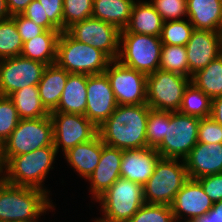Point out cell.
<instances>
[{
    "label": "cell",
    "mask_w": 222,
    "mask_h": 222,
    "mask_svg": "<svg viewBox=\"0 0 222 222\" xmlns=\"http://www.w3.org/2000/svg\"><path fill=\"white\" fill-rule=\"evenodd\" d=\"M147 104L118 105L112 115L98 127L105 145L120 150L147 148Z\"/></svg>",
    "instance_id": "6da1fadb"
},
{
    "label": "cell",
    "mask_w": 222,
    "mask_h": 222,
    "mask_svg": "<svg viewBox=\"0 0 222 222\" xmlns=\"http://www.w3.org/2000/svg\"><path fill=\"white\" fill-rule=\"evenodd\" d=\"M52 201L41 189L16 186L0 179V222L36 220L54 210Z\"/></svg>",
    "instance_id": "7a4b0ae2"
},
{
    "label": "cell",
    "mask_w": 222,
    "mask_h": 222,
    "mask_svg": "<svg viewBox=\"0 0 222 222\" xmlns=\"http://www.w3.org/2000/svg\"><path fill=\"white\" fill-rule=\"evenodd\" d=\"M57 154L52 144L30 153L13 156L5 163L2 179L12 185L38 188L49 194L50 191L44 188L43 182L49 171L54 169L52 165Z\"/></svg>",
    "instance_id": "3957f363"
},
{
    "label": "cell",
    "mask_w": 222,
    "mask_h": 222,
    "mask_svg": "<svg viewBox=\"0 0 222 222\" xmlns=\"http://www.w3.org/2000/svg\"><path fill=\"white\" fill-rule=\"evenodd\" d=\"M112 60L92 45L73 39L66 31L57 42L56 64L68 73L93 75L104 73Z\"/></svg>",
    "instance_id": "277c9868"
},
{
    "label": "cell",
    "mask_w": 222,
    "mask_h": 222,
    "mask_svg": "<svg viewBox=\"0 0 222 222\" xmlns=\"http://www.w3.org/2000/svg\"><path fill=\"white\" fill-rule=\"evenodd\" d=\"M95 201L103 215L94 222H128L145 203L143 186L120 177Z\"/></svg>",
    "instance_id": "5b68a950"
},
{
    "label": "cell",
    "mask_w": 222,
    "mask_h": 222,
    "mask_svg": "<svg viewBox=\"0 0 222 222\" xmlns=\"http://www.w3.org/2000/svg\"><path fill=\"white\" fill-rule=\"evenodd\" d=\"M188 179L184 160L160 158L153 174L143 186L145 203L171 206L176 193Z\"/></svg>",
    "instance_id": "8992f818"
},
{
    "label": "cell",
    "mask_w": 222,
    "mask_h": 222,
    "mask_svg": "<svg viewBox=\"0 0 222 222\" xmlns=\"http://www.w3.org/2000/svg\"><path fill=\"white\" fill-rule=\"evenodd\" d=\"M162 45L158 36L121 32L117 60L126 67L148 75L159 69Z\"/></svg>",
    "instance_id": "52a82bcc"
},
{
    "label": "cell",
    "mask_w": 222,
    "mask_h": 222,
    "mask_svg": "<svg viewBox=\"0 0 222 222\" xmlns=\"http://www.w3.org/2000/svg\"><path fill=\"white\" fill-rule=\"evenodd\" d=\"M53 144V123L49 116L39 119H20L16 128L3 143L5 163L22 155Z\"/></svg>",
    "instance_id": "ba28073f"
},
{
    "label": "cell",
    "mask_w": 222,
    "mask_h": 222,
    "mask_svg": "<svg viewBox=\"0 0 222 222\" xmlns=\"http://www.w3.org/2000/svg\"><path fill=\"white\" fill-rule=\"evenodd\" d=\"M200 118L179 111L170 112L166 135L156 148L161 158L184 160L198 143Z\"/></svg>",
    "instance_id": "9c48e42d"
},
{
    "label": "cell",
    "mask_w": 222,
    "mask_h": 222,
    "mask_svg": "<svg viewBox=\"0 0 222 222\" xmlns=\"http://www.w3.org/2000/svg\"><path fill=\"white\" fill-rule=\"evenodd\" d=\"M191 78L160 69L147 75V105L154 110L175 112L180 109L184 91Z\"/></svg>",
    "instance_id": "30bf717a"
},
{
    "label": "cell",
    "mask_w": 222,
    "mask_h": 222,
    "mask_svg": "<svg viewBox=\"0 0 222 222\" xmlns=\"http://www.w3.org/2000/svg\"><path fill=\"white\" fill-rule=\"evenodd\" d=\"M118 105L147 104V75L112 60L104 72Z\"/></svg>",
    "instance_id": "8fae6325"
},
{
    "label": "cell",
    "mask_w": 222,
    "mask_h": 222,
    "mask_svg": "<svg viewBox=\"0 0 222 222\" xmlns=\"http://www.w3.org/2000/svg\"><path fill=\"white\" fill-rule=\"evenodd\" d=\"M66 32L73 39L101 50L111 60H117L121 30L113 24L90 17L74 23L66 29Z\"/></svg>",
    "instance_id": "7c38bea8"
},
{
    "label": "cell",
    "mask_w": 222,
    "mask_h": 222,
    "mask_svg": "<svg viewBox=\"0 0 222 222\" xmlns=\"http://www.w3.org/2000/svg\"><path fill=\"white\" fill-rule=\"evenodd\" d=\"M53 144L57 152L65 153L78 144L90 141L98 134V128L81 114L51 112Z\"/></svg>",
    "instance_id": "4fadbf2b"
},
{
    "label": "cell",
    "mask_w": 222,
    "mask_h": 222,
    "mask_svg": "<svg viewBox=\"0 0 222 222\" xmlns=\"http://www.w3.org/2000/svg\"><path fill=\"white\" fill-rule=\"evenodd\" d=\"M46 64L21 55L0 60V96L8 97L15 91L38 85Z\"/></svg>",
    "instance_id": "5bb4252c"
},
{
    "label": "cell",
    "mask_w": 222,
    "mask_h": 222,
    "mask_svg": "<svg viewBox=\"0 0 222 222\" xmlns=\"http://www.w3.org/2000/svg\"><path fill=\"white\" fill-rule=\"evenodd\" d=\"M118 106L105 73L87 75V105L85 117L97 128L106 121Z\"/></svg>",
    "instance_id": "9a60e30c"
},
{
    "label": "cell",
    "mask_w": 222,
    "mask_h": 222,
    "mask_svg": "<svg viewBox=\"0 0 222 222\" xmlns=\"http://www.w3.org/2000/svg\"><path fill=\"white\" fill-rule=\"evenodd\" d=\"M185 47L191 78L222 54V32L194 29Z\"/></svg>",
    "instance_id": "2e32d148"
},
{
    "label": "cell",
    "mask_w": 222,
    "mask_h": 222,
    "mask_svg": "<svg viewBox=\"0 0 222 222\" xmlns=\"http://www.w3.org/2000/svg\"><path fill=\"white\" fill-rule=\"evenodd\" d=\"M212 206L213 202L204 192L201 184L196 179L190 178L176 193L171 204L176 222H190L194 218L207 213ZM181 219L184 221H181Z\"/></svg>",
    "instance_id": "e0dca14e"
},
{
    "label": "cell",
    "mask_w": 222,
    "mask_h": 222,
    "mask_svg": "<svg viewBox=\"0 0 222 222\" xmlns=\"http://www.w3.org/2000/svg\"><path fill=\"white\" fill-rule=\"evenodd\" d=\"M123 150L105 145L102 141L101 158L94 172L87 178L90 182V192L93 200H96L112 184L121 177L120 165Z\"/></svg>",
    "instance_id": "ac0fdd59"
},
{
    "label": "cell",
    "mask_w": 222,
    "mask_h": 222,
    "mask_svg": "<svg viewBox=\"0 0 222 222\" xmlns=\"http://www.w3.org/2000/svg\"><path fill=\"white\" fill-rule=\"evenodd\" d=\"M160 158L155 148L123 150L120 165L121 177L144 186L153 174Z\"/></svg>",
    "instance_id": "d6986e66"
},
{
    "label": "cell",
    "mask_w": 222,
    "mask_h": 222,
    "mask_svg": "<svg viewBox=\"0 0 222 222\" xmlns=\"http://www.w3.org/2000/svg\"><path fill=\"white\" fill-rule=\"evenodd\" d=\"M188 177L198 179L222 173V143L198 142L184 159Z\"/></svg>",
    "instance_id": "ffe728a7"
},
{
    "label": "cell",
    "mask_w": 222,
    "mask_h": 222,
    "mask_svg": "<svg viewBox=\"0 0 222 222\" xmlns=\"http://www.w3.org/2000/svg\"><path fill=\"white\" fill-rule=\"evenodd\" d=\"M187 17L194 29L222 32V0H187Z\"/></svg>",
    "instance_id": "44dd1931"
},
{
    "label": "cell",
    "mask_w": 222,
    "mask_h": 222,
    "mask_svg": "<svg viewBox=\"0 0 222 222\" xmlns=\"http://www.w3.org/2000/svg\"><path fill=\"white\" fill-rule=\"evenodd\" d=\"M102 152V140L97 134L88 142L78 144L63 154L67 163L79 173L80 177L87 178L94 172L99 163Z\"/></svg>",
    "instance_id": "7402d4cb"
},
{
    "label": "cell",
    "mask_w": 222,
    "mask_h": 222,
    "mask_svg": "<svg viewBox=\"0 0 222 222\" xmlns=\"http://www.w3.org/2000/svg\"><path fill=\"white\" fill-rule=\"evenodd\" d=\"M68 75L69 73L56 63L46 66L37 86L41 102L49 113L56 110Z\"/></svg>",
    "instance_id": "603a6c76"
},
{
    "label": "cell",
    "mask_w": 222,
    "mask_h": 222,
    "mask_svg": "<svg viewBox=\"0 0 222 222\" xmlns=\"http://www.w3.org/2000/svg\"><path fill=\"white\" fill-rule=\"evenodd\" d=\"M137 1V2H136ZM127 26L121 32H132L160 37L163 19L149 1L136 0Z\"/></svg>",
    "instance_id": "cb8c5ba5"
},
{
    "label": "cell",
    "mask_w": 222,
    "mask_h": 222,
    "mask_svg": "<svg viewBox=\"0 0 222 222\" xmlns=\"http://www.w3.org/2000/svg\"><path fill=\"white\" fill-rule=\"evenodd\" d=\"M87 105V75L69 73L55 111L85 115Z\"/></svg>",
    "instance_id": "d4e9b609"
},
{
    "label": "cell",
    "mask_w": 222,
    "mask_h": 222,
    "mask_svg": "<svg viewBox=\"0 0 222 222\" xmlns=\"http://www.w3.org/2000/svg\"><path fill=\"white\" fill-rule=\"evenodd\" d=\"M59 30H45L42 34L23 43L21 56L51 65L56 62Z\"/></svg>",
    "instance_id": "484cf974"
},
{
    "label": "cell",
    "mask_w": 222,
    "mask_h": 222,
    "mask_svg": "<svg viewBox=\"0 0 222 222\" xmlns=\"http://www.w3.org/2000/svg\"><path fill=\"white\" fill-rule=\"evenodd\" d=\"M135 0H93L92 17L123 30L130 19Z\"/></svg>",
    "instance_id": "4316f807"
},
{
    "label": "cell",
    "mask_w": 222,
    "mask_h": 222,
    "mask_svg": "<svg viewBox=\"0 0 222 222\" xmlns=\"http://www.w3.org/2000/svg\"><path fill=\"white\" fill-rule=\"evenodd\" d=\"M8 97L20 119H39L50 115L41 102L37 85L19 89Z\"/></svg>",
    "instance_id": "83f0119b"
},
{
    "label": "cell",
    "mask_w": 222,
    "mask_h": 222,
    "mask_svg": "<svg viewBox=\"0 0 222 222\" xmlns=\"http://www.w3.org/2000/svg\"><path fill=\"white\" fill-rule=\"evenodd\" d=\"M191 82L211 99L222 96V54L193 74Z\"/></svg>",
    "instance_id": "f1b7e54d"
},
{
    "label": "cell",
    "mask_w": 222,
    "mask_h": 222,
    "mask_svg": "<svg viewBox=\"0 0 222 222\" xmlns=\"http://www.w3.org/2000/svg\"><path fill=\"white\" fill-rule=\"evenodd\" d=\"M211 106L212 99L190 82L184 91L178 111L189 116L207 118L211 116Z\"/></svg>",
    "instance_id": "f546056e"
},
{
    "label": "cell",
    "mask_w": 222,
    "mask_h": 222,
    "mask_svg": "<svg viewBox=\"0 0 222 222\" xmlns=\"http://www.w3.org/2000/svg\"><path fill=\"white\" fill-rule=\"evenodd\" d=\"M23 41L15 21L10 17L0 21V60L21 55Z\"/></svg>",
    "instance_id": "4dcf8cb0"
},
{
    "label": "cell",
    "mask_w": 222,
    "mask_h": 222,
    "mask_svg": "<svg viewBox=\"0 0 222 222\" xmlns=\"http://www.w3.org/2000/svg\"><path fill=\"white\" fill-rule=\"evenodd\" d=\"M159 69L189 77L186 47L163 44Z\"/></svg>",
    "instance_id": "1f68e13d"
},
{
    "label": "cell",
    "mask_w": 222,
    "mask_h": 222,
    "mask_svg": "<svg viewBox=\"0 0 222 222\" xmlns=\"http://www.w3.org/2000/svg\"><path fill=\"white\" fill-rule=\"evenodd\" d=\"M193 30L194 26L189 19L165 21L160 40L162 44L185 46L191 38Z\"/></svg>",
    "instance_id": "d6a6232c"
},
{
    "label": "cell",
    "mask_w": 222,
    "mask_h": 222,
    "mask_svg": "<svg viewBox=\"0 0 222 222\" xmlns=\"http://www.w3.org/2000/svg\"><path fill=\"white\" fill-rule=\"evenodd\" d=\"M170 120L169 111L149 110L147 118V148H157L166 135V123Z\"/></svg>",
    "instance_id": "836d02e7"
},
{
    "label": "cell",
    "mask_w": 222,
    "mask_h": 222,
    "mask_svg": "<svg viewBox=\"0 0 222 222\" xmlns=\"http://www.w3.org/2000/svg\"><path fill=\"white\" fill-rule=\"evenodd\" d=\"M93 0H64L63 31L74 23L92 17Z\"/></svg>",
    "instance_id": "e575fe53"
},
{
    "label": "cell",
    "mask_w": 222,
    "mask_h": 222,
    "mask_svg": "<svg viewBox=\"0 0 222 222\" xmlns=\"http://www.w3.org/2000/svg\"><path fill=\"white\" fill-rule=\"evenodd\" d=\"M128 222H176L169 205L144 203Z\"/></svg>",
    "instance_id": "d590c367"
},
{
    "label": "cell",
    "mask_w": 222,
    "mask_h": 222,
    "mask_svg": "<svg viewBox=\"0 0 222 222\" xmlns=\"http://www.w3.org/2000/svg\"><path fill=\"white\" fill-rule=\"evenodd\" d=\"M20 118L9 97L0 96V142L3 144L18 125Z\"/></svg>",
    "instance_id": "8d00e7d4"
},
{
    "label": "cell",
    "mask_w": 222,
    "mask_h": 222,
    "mask_svg": "<svg viewBox=\"0 0 222 222\" xmlns=\"http://www.w3.org/2000/svg\"><path fill=\"white\" fill-rule=\"evenodd\" d=\"M163 21L181 20L187 17V0H148ZM183 17V18H181Z\"/></svg>",
    "instance_id": "74e56055"
},
{
    "label": "cell",
    "mask_w": 222,
    "mask_h": 222,
    "mask_svg": "<svg viewBox=\"0 0 222 222\" xmlns=\"http://www.w3.org/2000/svg\"><path fill=\"white\" fill-rule=\"evenodd\" d=\"M198 142L205 144L222 143V126L211 117L200 118Z\"/></svg>",
    "instance_id": "f35d334b"
},
{
    "label": "cell",
    "mask_w": 222,
    "mask_h": 222,
    "mask_svg": "<svg viewBox=\"0 0 222 222\" xmlns=\"http://www.w3.org/2000/svg\"><path fill=\"white\" fill-rule=\"evenodd\" d=\"M23 43L42 34L45 29L22 14L12 15Z\"/></svg>",
    "instance_id": "ab89813d"
},
{
    "label": "cell",
    "mask_w": 222,
    "mask_h": 222,
    "mask_svg": "<svg viewBox=\"0 0 222 222\" xmlns=\"http://www.w3.org/2000/svg\"><path fill=\"white\" fill-rule=\"evenodd\" d=\"M45 10V18L63 32V4L64 0H38Z\"/></svg>",
    "instance_id": "60d3db41"
},
{
    "label": "cell",
    "mask_w": 222,
    "mask_h": 222,
    "mask_svg": "<svg viewBox=\"0 0 222 222\" xmlns=\"http://www.w3.org/2000/svg\"><path fill=\"white\" fill-rule=\"evenodd\" d=\"M213 203L222 200V173L196 179Z\"/></svg>",
    "instance_id": "b9f144b4"
},
{
    "label": "cell",
    "mask_w": 222,
    "mask_h": 222,
    "mask_svg": "<svg viewBox=\"0 0 222 222\" xmlns=\"http://www.w3.org/2000/svg\"><path fill=\"white\" fill-rule=\"evenodd\" d=\"M22 15L45 30H58L48 18H45V10L38 0H33L23 11Z\"/></svg>",
    "instance_id": "7bdbcfd3"
},
{
    "label": "cell",
    "mask_w": 222,
    "mask_h": 222,
    "mask_svg": "<svg viewBox=\"0 0 222 222\" xmlns=\"http://www.w3.org/2000/svg\"><path fill=\"white\" fill-rule=\"evenodd\" d=\"M190 222H222V200L213 203L212 208L207 213L194 218Z\"/></svg>",
    "instance_id": "ee69618b"
},
{
    "label": "cell",
    "mask_w": 222,
    "mask_h": 222,
    "mask_svg": "<svg viewBox=\"0 0 222 222\" xmlns=\"http://www.w3.org/2000/svg\"><path fill=\"white\" fill-rule=\"evenodd\" d=\"M10 15L22 14L33 0H6Z\"/></svg>",
    "instance_id": "f6af8a7d"
},
{
    "label": "cell",
    "mask_w": 222,
    "mask_h": 222,
    "mask_svg": "<svg viewBox=\"0 0 222 222\" xmlns=\"http://www.w3.org/2000/svg\"><path fill=\"white\" fill-rule=\"evenodd\" d=\"M210 117L222 126V96L212 99Z\"/></svg>",
    "instance_id": "bcb514c9"
},
{
    "label": "cell",
    "mask_w": 222,
    "mask_h": 222,
    "mask_svg": "<svg viewBox=\"0 0 222 222\" xmlns=\"http://www.w3.org/2000/svg\"><path fill=\"white\" fill-rule=\"evenodd\" d=\"M10 17H11V15L8 11L7 1L6 0H0V21L6 20Z\"/></svg>",
    "instance_id": "7dc6e473"
},
{
    "label": "cell",
    "mask_w": 222,
    "mask_h": 222,
    "mask_svg": "<svg viewBox=\"0 0 222 222\" xmlns=\"http://www.w3.org/2000/svg\"><path fill=\"white\" fill-rule=\"evenodd\" d=\"M5 168V160L3 157V144L0 142V179L3 177V172Z\"/></svg>",
    "instance_id": "c3c4849f"
},
{
    "label": "cell",
    "mask_w": 222,
    "mask_h": 222,
    "mask_svg": "<svg viewBox=\"0 0 222 222\" xmlns=\"http://www.w3.org/2000/svg\"><path fill=\"white\" fill-rule=\"evenodd\" d=\"M39 221V218L36 219V220H29V221H17V222H38Z\"/></svg>",
    "instance_id": "681fc988"
}]
</instances>
